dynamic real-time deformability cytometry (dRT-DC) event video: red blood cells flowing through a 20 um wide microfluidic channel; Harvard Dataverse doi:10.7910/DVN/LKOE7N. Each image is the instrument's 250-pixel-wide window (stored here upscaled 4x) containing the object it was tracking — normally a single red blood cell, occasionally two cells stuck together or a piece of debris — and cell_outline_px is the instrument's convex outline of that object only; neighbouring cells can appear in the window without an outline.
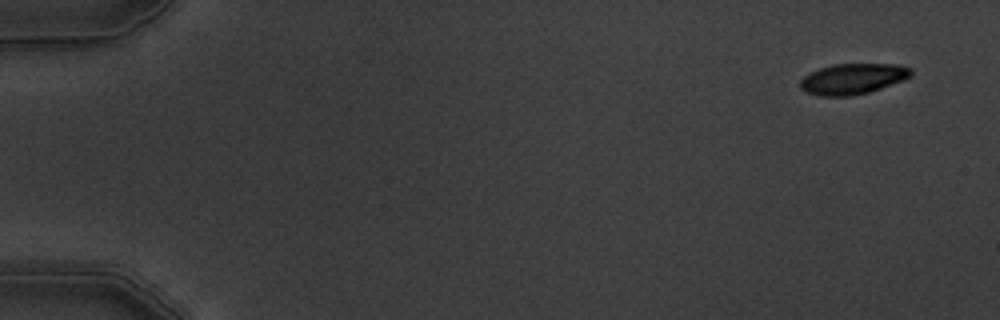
{"species": "common noctule bat (a hibernating species)", "species_latin": "Nyctalus noctula", "temperature_condition": "warm", "stored_images_in_passage": 5, "camera_frame_rate_fps": 3000, "um_per_image_px": 0.085, "animal": {"sex": "male", "body_mass_g": 19.5, "forearm_length_mm": 54.6}, "frame": {"image": 1, "passage_image": 1, "time_ms": 0.0, "image_size_px": [1000, 320], "cell_outline_px": [[912, 76], [880, 88], [868, 92], [848, 96], [820, 96], [804, 92], [800, 88], [800, 80], [808, 72], [832, 64], [896, 64], [912, 68]], "centroid_in_image_um": [72.44, 6.69], "position_along_channel_um": 12.6, "area_um2": 19.83}}
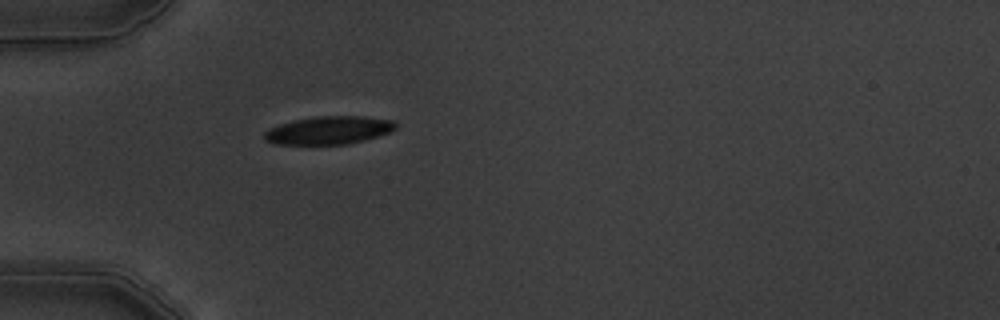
{"frame": {"image": 2, "passage_image": 5, "time_ms": 4.667, "image_size_px": [1000, 320], "cell_outline_px": [[396, 128], [388, 132], [364, 140], [348, 144], [276, 144], [264, 140], [264, 132], [268, 128], [280, 124], [296, 120], [316, 116], [364, 116], [392, 120], [396, 124]], "centroid_in_image_um": [27.92, 11.07], "position_along_channel_um": 57.1, "area_um2": 21.27}}